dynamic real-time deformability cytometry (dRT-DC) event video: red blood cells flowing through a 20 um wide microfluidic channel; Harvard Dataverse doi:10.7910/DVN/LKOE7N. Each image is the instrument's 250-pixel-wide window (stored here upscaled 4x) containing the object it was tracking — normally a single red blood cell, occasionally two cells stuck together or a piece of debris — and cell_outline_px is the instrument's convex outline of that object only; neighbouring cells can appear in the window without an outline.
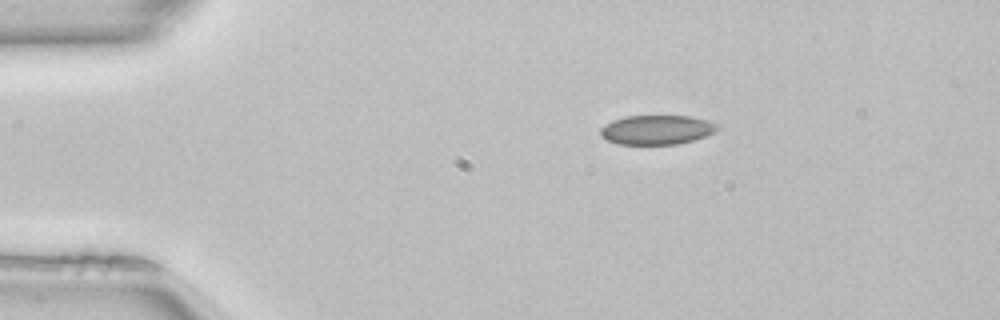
{"species": "common noctule bat (a hibernating species)", "species_latin": "Nyctalus noctula", "temperature_condition": "room temperature", "stored_images_in_passage": 42, "camera_frame_rate_fps": 3000, "um_per_image_px": 0.085, "animal": {"sex": "female", "body_mass_g": 22.7, "forearm_length_mm": 54.2}, "frame": {"image": 1, "passage_image": 1, "time_ms": 0.0, "image_size_px": [1000, 320], "cell_outline_px": [[720, 128], [704, 136], [692, 140], [676, 144], [616, 144], [600, 136], [600, 128], [604, 124], [612, 120], [624, 116], [688, 116], [708, 120], [716, 124]], "centroid_in_image_um": [55.76, 11.02], "position_along_channel_um": 29.2, "area_um2": 19.94}}
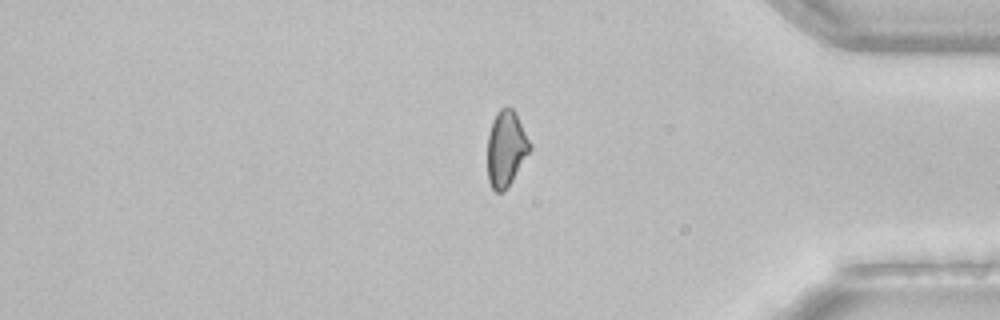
{"frame": {"image": 2, "passage_image": 34, "time_ms": 11.0, "image_size_px": [1000, 320], "cell_outline_px": [[532, 148], [512, 180], [504, 192], [496, 192], [492, 188], [488, 180], [488, 136], [492, 120], [496, 112], [500, 108], [508, 104], [516, 112], [532, 144]], "centroid_in_image_um": [43.03, 12.58], "position_along_channel_um": 392.2, "area_um2": 18.96}}
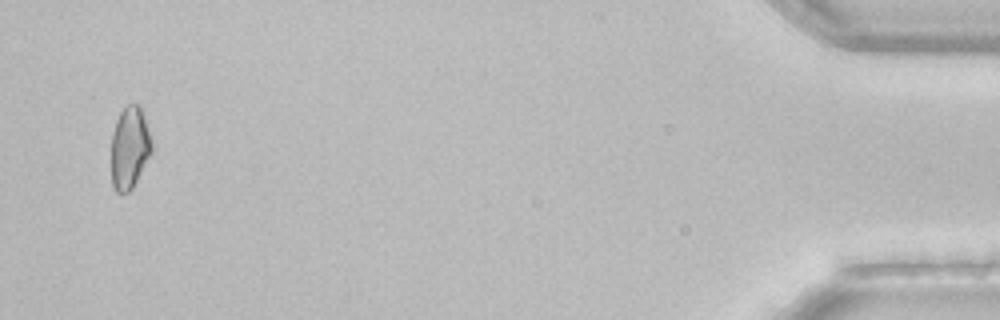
{"frame": {"image": 3, "passage_image": 41, "time_ms": 13.333, "image_size_px": [1000, 320], "cell_outline_px": [[152, 152], [132, 188], [128, 192], [116, 192], [112, 184], [112, 132], [116, 120], [120, 112], [128, 104], [140, 104], [152, 140]], "centroid_in_image_um": [11.02, 12.53], "position_along_channel_um": 424.2, "area_um2": 19.31}, "authors_computed_cell_mechanics": {"area_um2": 19.8832, "velocity_mm_per_s": 4.043, "shape_relaxation_time_tau1_ms": null, "shape_relaxation_time_tau2_ms": 2.7658, "deformation_change_tau1": null, "deformation_change_tau2": 0.0731}}